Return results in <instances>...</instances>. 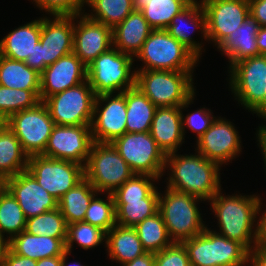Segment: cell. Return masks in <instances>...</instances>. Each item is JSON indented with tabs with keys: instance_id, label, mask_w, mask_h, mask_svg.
I'll use <instances>...</instances> for the list:
<instances>
[{
	"instance_id": "1",
	"label": "cell",
	"mask_w": 266,
	"mask_h": 266,
	"mask_svg": "<svg viewBox=\"0 0 266 266\" xmlns=\"http://www.w3.org/2000/svg\"><path fill=\"white\" fill-rule=\"evenodd\" d=\"M220 170L219 164L206 159L196 150L190 155L174 152L166 155L164 171L169 172L166 187L209 202L222 190Z\"/></svg>"
},
{
	"instance_id": "2",
	"label": "cell",
	"mask_w": 266,
	"mask_h": 266,
	"mask_svg": "<svg viewBox=\"0 0 266 266\" xmlns=\"http://www.w3.org/2000/svg\"><path fill=\"white\" fill-rule=\"evenodd\" d=\"M220 190L209 201L218 220L215 232L243 244L249 251L257 246V221L260 196L224 195ZM256 223V224H255Z\"/></svg>"
},
{
	"instance_id": "3",
	"label": "cell",
	"mask_w": 266,
	"mask_h": 266,
	"mask_svg": "<svg viewBox=\"0 0 266 266\" xmlns=\"http://www.w3.org/2000/svg\"><path fill=\"white\" fill-rule=\"evenodd\" d=\"M160 180L150 175L134 174L112 193L117 225L135 227L158 212L160 193L155 183Z\"/></svg>"
},
{
	"instance_id": "4",
	"label": "cell",
	"mask_w": 266,
	"mask_h": 266,
	"mask_svg": "<svg viewBox=\"0 0 266 266\" xmlns=\"http://www.w3.org/2000/svg\"><path fill=\"white\" fill-rule=\"evenodd\" d=\"M204 200L167 187L159 195V208L170 239L182 243L201 234L207 227L198 202Z\"/></svg>"
},
{
	"instance_id": "5",
	"label": "cell",
	"mask_w": 266,
	"mask_h": 266,
	"mask_svg": "<svg viewBox=\"0 0 266 266\" xmlns=\"http://www.w3.org/2000/svg\"><path fill=\"white\" fill-rule=\"evenodd\" d=\"M135 71V86L157 107H180L196 92L194 71Z\"/></svg>"
},
{
	"instance_id": "6",
	"label": "cell",
	"mask_w": 266,
	"mask_h": 266,
	"mask_svg": "<svg viewBox=\"0 0 266 266\" xmlns=\"http://www.w3.org/2000/svg\"><path fill=\"white\" fill-rule=\"evenodd\" d=\"M191 266H248L249 250L208 227L182 242Z\"/></svg>"
},
{
	"instance_id": "7",
	"label": "cell",
	"mask_w": 266,
	"mask_h": 266,
	"mask_svg": "<svg viewBox=\"0 0 266 266\" xmlns=\"http://www.w3.org/2000/svg\"><path fill=\"white\" fill-rule=\"evenodd\" d=\"M136 60L143 63L138 70L169 71H194L200 61L166 29L151 31L141 50L134 57V61Z\"/></svg>"
},
{
	"instance_id": "8",
	"label": "cell",
	"mask_w": 266,
	"mask_h": 266,
	"mask_svg": "<svg viewBox=\"0 0 266 266\" xmlns=\"http://www.w3.org/2000/svg\"><path fill=\"white\" fill-rule=\"evenodd\" d=\"M134 57L112 47L87 66V80L96 95L122 93L135 86ZM133 69V70H132Z\"/></svg>"
},
{
	"instance_id": "9",
	"label": "cell",
	"mask_w": 266,
	"mask_h": 266,
	"mask_svg": "<svg viewBox=\"0 0 266 266\" xmlns=\"http://www.w3.org/2000/svg\"><path fill=\"white\" fill-rule=\"evenodd\" d=\"M84 174L101 194L113 193L134 175L113 144L101 142H93Z\"/></svg>"
},
{
	"instance_id": "10",
	"label": "cell",
	"mask_w": 266,
	"mask_h": 266,
	"mask_svg": "<svg viewBox=\"0 0 266 266\" xmlns=\"http://www.w3.org/2000/svg\"><path fill=\"white\" fill-rule=\"evenodd\" d=\"M228 73L233 97L252 113L266 94V55L240 60L229 68Z\"/></svg>"
},
{
	"instance_id": "11",
	"label": "cell",
	"mask_w": 266,
	"mask_h": 266,
	"mask_svg": "<svg viewBox=\"0 0 266 266\" xmlns=\"http://www.w3.org/2000/svg\"><path fill=\"white\" fill-rule=\"evenodd\" d=\"M96 94L88 80L47 97V106L55 125H91Z\"/></svg>"
},
{
	"instance_id": "12",
	"label": "cell",
	"mask_w": 266,
	"mask_h": 266,
	"mask_svg": "<svg viewBox=\"0 0 266 266\" xmlns=\"http://www.w3.org/2000/svg\"><path fill=\"white\" fill-rule=\"evenodd\" d=\"M134 174L161 178L166 155L158 147L150 132L124 133L112 142Z\"/></svg>"
},
{
	"instance_id": "13",
	"label": "cell",
	"mask_w": 266,
	"mask_h": 266,
	"mask_svg": "<svg viewBox=\"0 0 266 266\" xmlns=\"http://www.w3.org/2000/svg\"><path fill=\"white\" fill-rule=\"evenodd\" d=\"M6 125L30 157L44 153L55 123L45 103L40 101L32 108L11 115L6 120Z\"/></svg>"
},
{
	"instance_id": "14",
	"label": "cell",
	"mask_w": 266,
	"mask_h": 266,
	"mask_svg": "<svg viewBox=\"0 0 266 266\" xmlns=\"http://www.w3.org/2000/svg\"><path fill=\"white\" fill-rule=\"evenodd\" d=\"M26 170L57 200L85 178L84 166L42 155L30 156Z\"/></svg>"
},
{
	"instance_id": "15",
	"label": "cell",
	"mask_w": 266,
	"mask_h": 266,
	"mask_svg": "<svg viewBox=\"0 0 266 266\" xmlns=\"http://www.w3.org/2000/svg\"><path fill=\"white\" fill-rule=\"evenodd\" d=\"M207 42L218 48L250 16L249 0H202Z\"/></svg>"
},
{
	"instance_id": "16",
	"label": "cell",
	"mask_w": 266,
	"mask_h": 266,
	"mask_svg": "<svg viewBox=\"0 0 266 266\" xmlns=\"http://www.w3.org/2000/svg\"><path fill=\"white\" fill-rule=\"evenodd\" d=\"M195 150L222 167L239 157L242 152L241 137L233 122L217 116L210 128L196 140Z\"/></svg>"
},
{
	"instance_id": "17",
	"label": "cell",
	"mask_w": 266,
	"mask_h": 266,
	"mask_svg": "<svg viewBox=\"0 0 266 266\" xmlns=\"http://www.w3.org/2000/svg\"><path fill=\"white\" fill-rule=\"evenodd\" d=\"M92 144L90 125H55L42 156L75 162L85 167Z\"/></svg>"
},
{
	"instance_id": "18",
	"label": "cell",
	"mask_w": 266,
	"mask_h": 266,
	"mask_svg": "<svg viewBox=\"0 0 266 266\" xmlns=\"http://www.w3.org/2000/svg\"><path fill=\"white\" fill-rule=\"evenodd\" d=\"M126 112L122 93L97 95L90 125L93 142L112 143L126 133Z\"/></svg>"
},
{
	"instance_id": "19",
	"label": "cell",
	"mask_w": 266,
	"mask_h": 266,
	"mask_svg": "<svg viewBox=\"0 0 266 266\" xmlns=\"http://www.w3.org/2000/svg\"><path fill=\"white\" fill-rule=\"evenodd\" d=\"M75 21L73 53L88 66L113 47L112 28L90 19L85 13L75 15Z\"/></svg>"
},
{
	"instance_id": "20",
	"label": "cell",
	"mask_w": 266,
	"mask_h": 266,
	"mask_svg": "<svg viewBox=\"0 0 266 266\" xmlns=\"http://www.w3.org/2000/svg\"><path fill=\"white\" fill-rule=\"evenodd\" d=\"M50 17H41L40 42L44 69L73 52L75 16Z\"/></svg>"
},
{
	"instance_id": "21",
	"label": "cell",
	"mask_w": 266,
	"mask_h": 266,
	"mask_svg": "<svg viewBox=\"0 0 266 266\" xmlns=\"http://www.w3.org/2000/svg\"><path fill=\"white\" fill-rule=\"evenodd\" d=\"M6 189L18 202L26 219L58 208V200L27 170L6 179Z\"/></svg>"
},
{
	"instance_id": "22",
	"label": "cell",
	"mask_w": 266,
	"mask_h": 266,
	"mask_svg": "<svg viewBox=\"0 0 266 266\" xmlns=\"http://www.w3.org/2000/svg\"><path fill=\"white\" fill-rule=\"evenodd\" d=\"M87 80V66L73 52L47 66L40 74V101Z\"/></svg>"
},
{
	"instance_id": "23",
	"label": "cell",
	"mask_w": 266,
	"mask_h": 266,
	"mask_svg": "<svg viewBox=\"0 0 266 266\" xmlns=\"http://www.w3.org/2000/svg\"><path fill=\"white\" fill-rule=\"evenodd\" d=\"M199 29V30H198ZM168 33L189 49L198 59H201L203 50L202 40L199 43L191 37V32L201 33V36L207 41L206 34V15L201 2H195L187 5L177 15L172 18V21L166 29ZM195 30V31H194ZM195 40V41H194Z\"/></svg>"
},
{
	"instance_id": "24",
	"label": "cell",
	"mask_w": 266,
	"mask_h": 266,
	"mask_svg": "<svg viewBox=\"0 0 266 266\" xmlns=\"http://www.w3.org/2000/svg\"><path fill=\"white\" fill-rule=\"evenodd\" d=\"M150 134L165 155L178 152L185 142L180 107H157Z\"/></svg>"
},
{
	"instance_id": "25",
	"label": "cell",
	"mask_w": 266,
	"mask_h": 266,
	"mask_svg": "<svg viewBox=\"0 0 266 266\" xmlns=\"http://www.w3.org/2000/svg\"><path fill=\"white\" fill-rule=\"evenodd\" d=\"M152 30L143 13L134 10L112 29L113 47L135 57Z\"/></svg>"
},
{
	"instance_id": "26",
	"label": "cell",
	"mask_w": 266,
	"mask_h": 266,
	"mask_svg": "<svg viewBox=\"0 0 266 266\" xmlns=\"http://www.w3.org/2000/svg\"><path fill=\"white\" fill-rule=\"evenodd\" d=\"M66 238H53L33 235L23 230L9 241V248L23 257L39 259L62 256L65 252Z\"/></svg>"
},
{
	"instance_id": "27",
	"label": "cell",
	"mask_w": 266,
	"mask_h": 266,
	"mask_svg": "<svg viewBox=\"0 0 266 266\" xmlns=\"http://www.w3.org/2000/svg\"><path fill=\"white\" fill-rule=\"evenodd\" d=\"M258 29V23L249 16L244 23L238 27L237 30L233 31L217 48L218 51H221V54L228 57V69L240 60L260 55L256 43Z\"/></svg>"
},
{
	"instance_id": "28",
	"label": "cell",
	"mask_w": 266,
	"mask_h": 266,
	"mask_svg": "<svg viewBox=\"0 0 266 266\" xmlns=\"http://www.w3.org/2000/svg\"><path fill=\"white\" fill-rule=\"evenodd\" d=\"M41 18L27 22L10 31L0 40V55L23 61L31 56L35 44L40 41Z\"/></svg>"
},
{
	"instance_id": "29",
	"label": "cell",
	"mask_w": 266,
	"mask_h": 266,
	"mask_svg": "<svg viewBox=\"0 0 266 266\" xmlns=\"http://www.w3.org/2000/svg\"><path fill=\"white\" fill-rule=\"evenodd\" d=\"M105 248L109 259L121 266L146 253L135 228L117 224L106 233Z\"/></svg>"
},
{
	"instance_id": "30",
	"label": "cell",
	"mask_w": 266,
	"mask_h": 266,
	"mask_svg": "<svg viewBox=\"0 0 266 266\" xmlns=\"http://www.w3.org/2000/svg\"><path fill=\"white\" fill-rule=\"evenodd\" d=\"M126 101V133L150 132L157 106L136 86L122 92Z\"/></svg>"
},
{
	"instance_id": "31",
	"label": "cell",
	"mask_w": 266,
	"mask_h": 266,
	"mask_svg": "<svg viewBox=\"0 0 266 266\" xmlns=\"http://www.w3.org/2000/svg\"><path fill=\"white\" fill-rule=\"evenodd\" d=\"M28 159L18 138L5 125L0 130V174L8 179L26 171Z\"/></svg>"
},
{
	"instance_id": "32",
	"label": "cell",
	"mask_w": 266,
	"mask_h": 266,
	"mask_svg": "<svg viewBox=\"0 0 266 266\" xmlns=\"http://www.w3.org/2000/svg\"><path fill=\"white\" fill-rule=\"evenodd\" d=\"M97 193L99 192L84 178L58 200V208L67 225L84 221L86 210Z\"/></svg>"
},
{
	"instance_id": "33",
	"label": "cell",
	"mask_w": 266,
	"mask_h": 266,
	"mask_svg": "<svg viewBox=\"0 0 266 266\" xmlns=\"http://www.w3.org/2000/svg\"><path fill=\"white\" fill-rule=\"evenodd\" d=\"M0 85L11 89L40 90V73L23 61L0 55Z\"/></svg>"
},
{
	"instance_id": "34",
	"label": "cell",
	"mask_w": 266,
	"mask_h": 266,
	"mask_svg": "<svg viewBox=\"0 0 266 266\" xmlns=\"http://www.w3.org/2000/svg\"><path fill=\"white\" fill-rule=\"evenodd\" d=\"M187 5L182 0H133V8L141 11L153 30L167 29L172 18Z\"/></svg>"
},
{
	"instance_id": "35",
	"label": "cell",
	"mask_w": 266,
	"mask_h": 266,
	"mask_svg": "<svg viewBox=\"0 0 266 266\" xmlns=\"http://www.w3.org/2000/svg\"><path fill=\"white\" fill-rule=\"evenodd\" d=\"M134 228L146 252L158 253L173 243L159 211L145 218Z\"/></svg>"
},
{
	"instance_id": "36",
	"label": "cell",
	"mask_w": 266,
	"mask_h": 266,
	"mask_svg": "<svg viewBox=\"0 0 266 266\" xmlns=\"http://www.w3.org/2000/svg\"><path fill=\"white\" fill-rule=\"evenodd\" d=\"M86 5L92 11L84 12L90 19L112 29L134 11L133 0H86Z\"/></svg>"
},
{
	"instance_id": "37",
	"label": "cell",
	"mask_w": 266,
	"mask_h": 266,
	"mask_svg": "<svg viewBox=\"0 0 266 266\" xmlns=\"http://www.w3.org/2000/svg\"><path fill=\"white\" fill-rule=\"evenodd\" d=\"M25 227L26 218L20 205L13 195L5 189L0 194V234L3 237L6 236L7 240L10 241L25 230Z\"/></svg>"
},
{
	"instance_id": "38",
	"label": "cell",
	"mask_w": 266,
	"mask_h": 266,
	"mask_svg": "<svg viewBox=\"0 0 266 266\" xmlns=\"http://www.w3.org/2000/svg\"><path fill=\"white\" fill-rule=\"evenodd\" d=\"M25 231L33 235L67 238V224L59 208L26 219Z\"/></svg>"
},
{
	"instance_id": "39",
	"label": "cell",
	"mask_w": 266,
	"mask_h": 266,
	"mask_svg": "<svg viewBox=\"0 0 266 266\" xmlns=\"http://www.w3.org/2000/svg\"><path fill=\"white\" fill-rule=\"evenodd\" d=\"M40 102V90L11 89L0 85V114L7 120Z\"/></svg>"
},
{
	"instance_id": "40",
	"label": "cell",
	"mask_w": 266,
	"mask_h": 266,
	"mask_svg": "<svg viewBox=\"0 0 266 266\" xmlns=\"http://www.w3.org/2000/svg\"><path fill=\"white\" fill-rule=\"evenodd\" d=\"M84 250L95 248L103 242L106 243V232L97 226L86 222H74L67 225V238L65 249L70 254L75 243Z\"/></svg>"
},
{
	"instance_id": "41",
	"label": "cell",
	"mask_w": 266,
	"mask_h": 266,
	"mask_svg": "<svg viewBox=\"0 0 266 266\" xmlns=\"http://www.w3.org/2000/svg\"><path fill=\"white\" fill-rule=\"evenodd\" d=\"M105 194V200L98 198L99 193L92 198L83 222L97 226L107 233L116 225V213L112 193Z\"/></svg>"
},
{
	"instance_id": "42",
	"label": "cell",
	"mask_w": 266,
	"mask_h": 266,
	"mask_svg": "<svg viewBox=\"0 0 266 266\" xmlns=\"http://www.w3.org/2000/svg\"><path fill=\"white\" fill-rule=\"evenodd\" d=\"M195 96L196 93H194L183 105L180 106V110L182 112L183 135H185L186 129L189 128L191 132L196 133V139L198 140L210 128L216 116L212 115L213 112L211 109L202 107L192 113L186 114L185 117L183 112L189 107L191 103H194Z\"/></svg>"
},
{
	"instance_id": "43",
	"label": "cell",
	"mask_w": 266,
	"mask_h": 266,
	"mask_svg": "<svg viewBox=\"0 0 266 266\" xmlns=\"http://www.w3.org/2000/svg\"><path fill=\"white\" fill-rule=\"evenodd\" d=\"M34 5L51 16H75L85 11L86 0H32ZM83 7V8H82ZM84 9V10H83Z\"/></svg>"
},
{
	"instance_id": "44",
	"label": "cell",
	"mask_w": 266,
	"mask_h": 266,
	"mask_svg": "<svg viewBox=\"0 0 266 266\" xmlns=\"http://www.w3.org/2000/svg\"><path fill=\"white\" fill-rule=\"evenodd\" d=\"M155 266H191L183 243L173 242L162 251L155 253Z\"/></svg>"
},
{
	"instance_id": "45",
	"label": "cell",
	"mask_w": 266,
	"mask_h": 266,
	"mask_svg": "<svg viewBox=\"0 0 266 266\" xmlns=\"http://www.w3.org/2000/svg\"><path fill=\"white\" fill-rule=\"evenodd\" d=\"M249 13L259 27L266 26V0H249Z\"/></svg>"
},
{
	"instance_id": "46",
	"label": "cell",
	"mask_w": 266,
	"mask_h": 266,
	"mask_svg": "<svg viewBox=\"0 0 266 266\" xmlns=\"http://www.w3.org/2000/svg\"><path fill=\"white\" fill-rule=\"evenodd\" d=\"M25 64L28 65L33 70H36L38 73H42L44 70V59L42 53V44L38 41L31 53V56H28L25 60Z\"/></svg>"
},
{
	"instance_id": "47",
	"label": "cell",
	"mask_w": 266,
	"mask_h": 266,
	"mask_svg": "<svg viewBox=\"0 0 266 266\" xmlns=\"http://www.w3.org/2000/svg\"><path fill=\"white\" fill-rule=\"evenodd\" d=\"M37 261L15 254L10 248L8 249L2 266H36Z\"/></svg>"
},
{
	"instance_id": "48",
	"label": "cell",
	"mask_w": 266,
	"mask_h": 266,
	"mask_svg": "<svg viewBox=\"0 0 266 266\" xmlns=\"http://www.w3.org/2000/svg\"><path fill=\"white\" fill-rule=\"evenodd\" d=\"M262 199L259 200V208H258V221H257V245L266 246V209L262 211L264 205H262ZM266 206V205H265ZM262 212V213H261Z\"/></svg>"
},
{
	"instance_id": "49",
	"label": "cell",
	"mask_w": 266,
	"mask_h": 266,
	"mask_svg": "<svg viewBox=\"0 0 266 266\" xmlns=\"http://www.w3.org/2000/svg\"><path fill=\"white\" fill-rule=\"evenodd\" d=\"M248 266H266V246L257 245L249 251Z\"/></svg>"
},
{
	"instance_id": "50",
	"label": "cell",
	"mask_w": 266,
	"mask_h": 266,
	"mask_svg": "<svg viewBox=\"0 0 266 266\" xmlns=\"http://www.w3.org/2000/svg\"><path fill=\"white\" fill-rule=\"evenodd\" d=\"M266 121V120H264ZM266 122H264L265 124ZM262 123V125L258 126L259 128H257L256 130V139L258 142V147L261 149V154L263 156V161H264V167H266V124L264 125ZM266 170V168H264ZM266 173V171H265Z\"/></svg>"
},
{
	"instance_id": "51",
	"label": "cell",
	"mask_w": 266,
	"mask_h": 266,
	"mask_svg": "<svg viewBox=\"0 0 266 266\" xmlns=\"http://www.w3.org/2000/svg\"><path fill=\"white\" fill-rule=\"evenodd\" d=\"M122 266H155V253L146 252Z\"/></svg>"
},
{
	"instance_id": "52",
	"label": "cell",
	"mask_w": 266,
	"mask_h": 266,
	"mask_svg": "<svg viewBox=\"0 0 266 266\" xmlns=\"http://www.w3.org/2000/svg\"><path fill=\"white\" fill-rule=\"evenodd\" d=\"M256 43L260 55H266V26L259 27L256 36Z\"/></svg>"
},
{
	"instance_id": "53",
	"label": "cell",
	"mask_w": 266,
	"mask_h": 266,
	"mask_svg": "<svg viewBox=\"0 0 266 266\" xmlns=\"http://www.w3.org/2000/svg\"><path fill=\"white\" fill-rule=\"evenodd\" d=\"M36 266H61V256L39 259Z\"/></svg>"
},
{
	"instance_id": "54",
	"label": "cell",
	"mask_w": 266,
	"mask_h": 266,
	"mask_svg": "<svg viewBox=\"0 0 266 266\" xmlns=\"http://www.w3.org/2000/svg\"><path fill=\"white\" fill-rule=\"evenodd\" d=\"M9 249V241L0 234V266H2L5 255Z\"/></svg>"
},
{
	"instance_id": "55",
	"label": "cell",
	"mask_w": 266,
	"mask_h": 266,
	"mask_svg": "<svg viewBox=\"0 0 266 266\" xmlns=\"http://www.w3.org/2000/svg\"><path fill=\"white\" fill-rule=\"evenodd\" d=\"M252 114H256L258 118L266 120V94L263 102L253 111Z\"/></svg>"
},
{
	"instance_id": "56",
	"label": "cell",
	"mask_w": 266,
	"mask_h": 266,
	"mask_svg": "<svg viewBox=\"0 0 266 266\" xmlns=\"http://www.w3.org/2000/svg\"><path fill=\"white\" fill-rule=\"evenodd\" d=\"M70 253L69 252H65L62 256H61V266H85L83 264H81L80 262H72V263H67V259H68V255Z\"/></svg>"
},
{
	"instance_id": "57",
	"label": "cell",
	"mask_w": 266,
	"mask_h": 266,
	"mask_svg": "<svg viewBox=\"0 0 266 266\" xmlns=\"http://www.w3.org/2000/svg\"><path fill=\"white\" fill-rule=\"evenodd\" d=\"M6 189V178L0 174V194Z\"/></svg>"
},
{
	"instance_id": "58",
	"label": "cell",
	"mask_w": 266,
	"mask_h": 266,
	"mask_svg": "<svg viewBox=\"0 0 266 266\" xmlns=\"http://www.w3.org/2000/svg\"><path fill=\"white\" fill-rule=\"evenodd\" d=\"M6 125V119L0 114V130Z\"/></svg>"
},
{
	"instance_id": "59",
	"label": "cell",
	"mask_w": 266,
	"mask_h": 266,
	"mask_svg": "<svg viewBox=\"0 0 266 266\" xmlns=\"http://www.w3.org/2000/svg\"><path fill=\"white\" fill-rule=\"evenodd\" d=\"M186 5L193 4L195 2H201L202 0H182Z\"/></svg>"
}]
</instances>
